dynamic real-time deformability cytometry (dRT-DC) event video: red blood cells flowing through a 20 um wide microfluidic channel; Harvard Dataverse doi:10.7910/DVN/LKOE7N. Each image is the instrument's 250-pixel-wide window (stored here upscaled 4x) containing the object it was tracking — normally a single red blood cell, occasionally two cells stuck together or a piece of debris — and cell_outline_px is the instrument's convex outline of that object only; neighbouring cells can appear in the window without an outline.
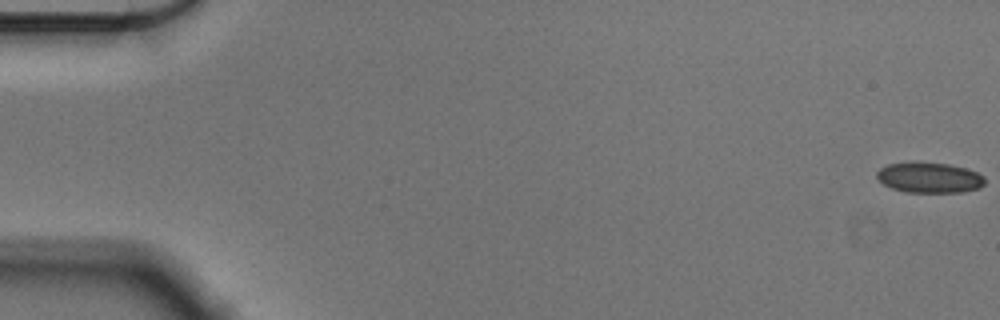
{"species": "Egyptian fruit bat (a non-hibernating species)", "species_latin": "Rousettus aegyptiacus", "temperature_condition": "cold", "stored_images_in_passage": 57, "camera_frame_rate_fps": 3000, "um_per_image_px": 0.085, "animal": {"sex": "male"}, "frame": {"image": 1, "passage_image": 1, "time_ms": 0.0, "image_size_px": [1000, 320], "cell_outline_px": [[984, 184], [980, 188], [964, 192], [908, 192], [892, 188], [884, 184], [876, 176], [876, 172], [880, 168], [888, 164], [912, 160], [948, 164], [964, 168], [976, 172], [984, 176]], "centroid_in_image_um": [78.98, 15.07], "position_along_channel_um": 6.0, "area_um2": 19.42}}
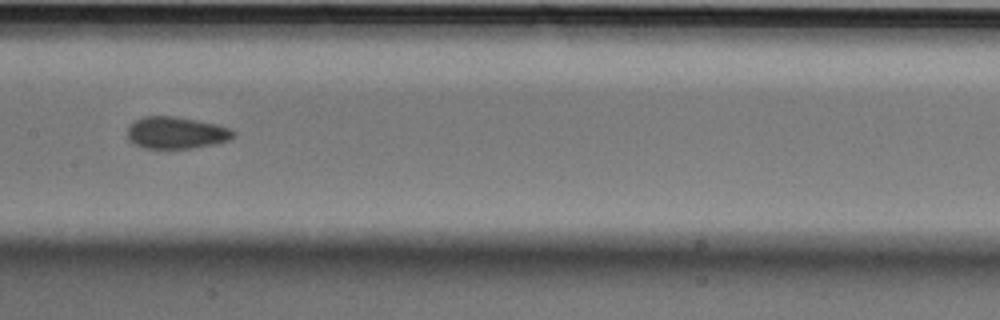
{"frame": {"image": 2, "passage_image": 29, "time_ms": 9.333, "image_size_px": [1000, 320], "cell_outline_px": [[236, 136], [228, 140], [216, 144], [168, 152], [144, 148], [128, 140], [128, 128], [136, 120], [144, 116], [172, 116], [196, 120], [216, 124], [228, 128], [236, 132]], "centroid_in_image_um": [14.98, 11.34], "position_along_channel_um": 192.4, "area_um2": 20.29}}
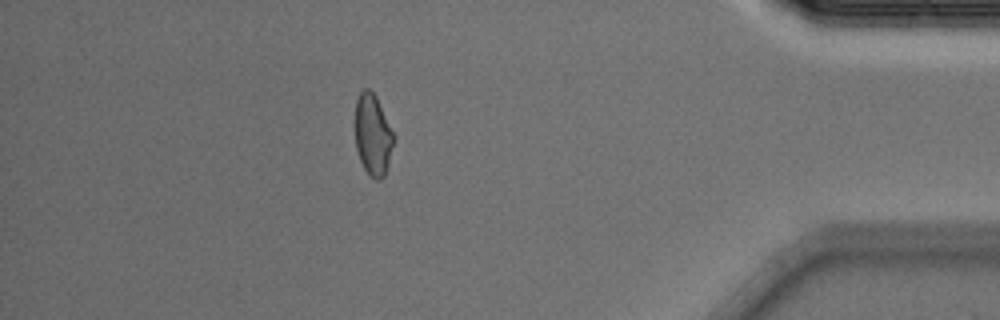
{"frame": {"image": 3, "passage_image": 50, "time_ms": 16.333, "image_size_px": [1000, 320], "cell_outline_px": [[392, 144], [384, 176], [380, 180], [376, 180], [364, 168], [360, 160], [356, 148], [356, 100], [360, 92], [364, 88], [368, 88], [376, 96], [392, 132]], "centroid_in_image_um": [31.65, 11.44], "position_along_channel_um": 403.5, "area_um2": 17.46}, "authors_computed_cell_mechanics": {"area_um2": 19.1896, "velocity_mm_per_s": 3.5985, "shape_relaxation_time_tau1_ms": 5.4373, "shape_relaxation_time_tau2_ms": 2.5813, "deformation_change_tau1": 0.0835, "deformation_change_tau2": 0.069}}